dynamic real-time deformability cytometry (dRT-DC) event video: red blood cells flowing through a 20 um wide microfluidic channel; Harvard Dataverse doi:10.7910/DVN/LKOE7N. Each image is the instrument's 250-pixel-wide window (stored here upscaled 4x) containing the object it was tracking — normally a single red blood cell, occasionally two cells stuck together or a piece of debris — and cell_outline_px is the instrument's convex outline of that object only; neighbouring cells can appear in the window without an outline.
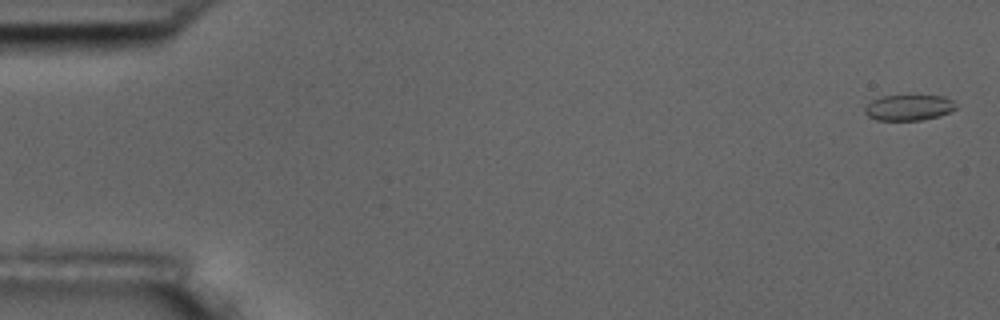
{"species": "common noctule bat (a hibernating species)", "species_latin": "Nyctalus noctula", "temperature_condition": "room temperature", "stored_images_in_passage": 5, "camera_frame_rate_fps": 3000, "um_per_image_px": 0.085, "animal": {"sex": "male", "body_mass_g": 17.5, "forearm_length_mm": 52.3}, "frame": {"image": 1, "passage_image": 1, "time_ms": 0.0, "image_size_px": [1000, 320], "cell_outline_px": [[956, 108], [940, 116], [920, 120], [876, 120], [868, 116], [864, 112], [864, 108], [872, 100], [884, 96], [944, 96], [952, 100], [956, 104]], "centroid_in_image_um": [77.24, 9.15], "position_along_channel_um": 7.8, "area_um2": 13.53}}
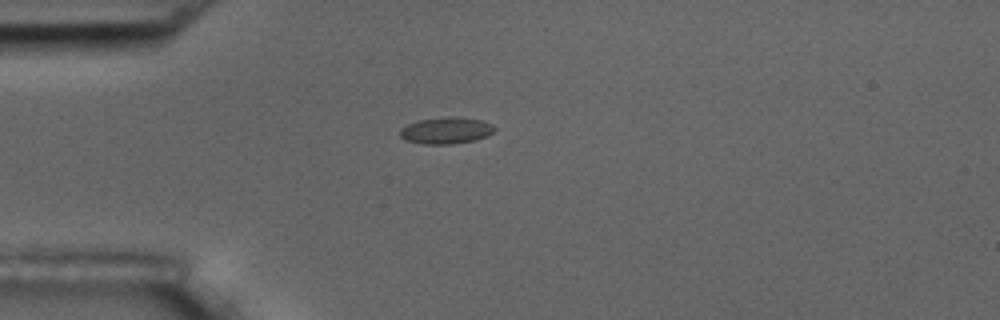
{"frame": {"image": 2, "passage_image": 5, "time_ms": 4.667, "image_size_px": [1000, 320], "cell_outline_px": [[496, 128], [488, 136], [476, 140], [452, 144], [424, 144], [404, 140], [400, 136], [400, 128], [416, 120], [444, 116], [456, 116], [484, 120], [492, 124]], "centroid_in_image_um": [37.92, 11.08], "position_along_channel_um": 47.1, "area_um2": 15.03}}